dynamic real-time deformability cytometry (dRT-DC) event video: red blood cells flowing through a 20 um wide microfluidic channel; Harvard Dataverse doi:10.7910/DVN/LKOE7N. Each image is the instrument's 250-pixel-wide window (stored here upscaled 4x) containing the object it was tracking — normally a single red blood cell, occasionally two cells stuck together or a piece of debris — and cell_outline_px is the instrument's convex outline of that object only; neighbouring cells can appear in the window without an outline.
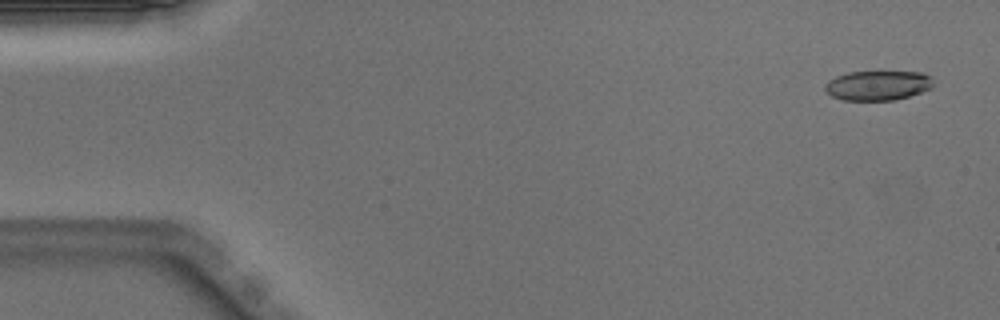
{"species": "Egyptian fruit bat (a non-hibernating species)", "species_latin": "Rousettus aegyptiacus", "temperature_condition": "warm", "stored_images_in_passage": 51, "camera_frame_rate_fps": 3000, "um_per_image_px": 0.085, "animal": {"sex": "male"}, "frame": {"image": 1, "passage_image": 3, "time_ms": 0.667, "image_size_px": [1000, 320], "cell_outline_px": [[932, 88], [896, 100], [844, 100], [832, 96], [824, 88], [824, 84], [828, 80], [836, 76], [848, 72], [920, 72], [932, 76]], "centroid_in_image_um": [74.6, 7.26], "position_along_channel_um": 10.4, "area_um2": 18.67}}
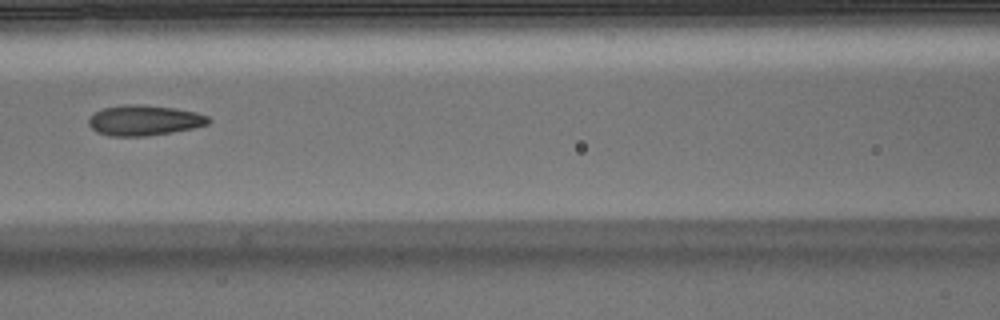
{"frame": {"image": 2, "passage_image": 23, "time_ms": 7.333, "image_size_px": [1000, 320], "cell_outline_px": [[212, 120], [208, 124], [192, 128], [172, 132], [148, 136], [108, 136], [96, 132], [88, 124], [88, 120], [96, 112], [104, 108], [124, 104], [140, 104], [172, 108], [196, 112], [208, 116]], "centroid_in_image_um": [12.26, 10.23], "position_along_channel_um": 154.3, "area_um2": 21.15}}
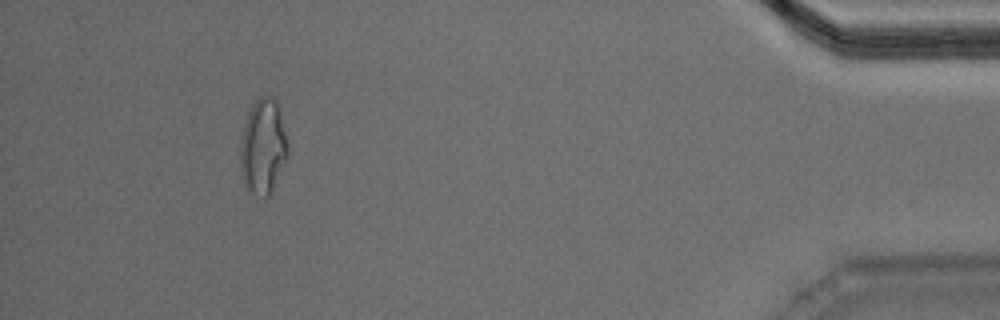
{"frame": {"image": 3, "passage_image": 47, "time_ms": 15.333, "image_size_px": [1000, 320], "cell_outline_px": [[288, 156], [268, 196], [264, 200], [248, 192], [244, 184], [240, 172], [240, 140], [244, 124], [248, 112], [252, 104], [260, 96], [268, 96], [276, 100], [288, 140]], "centroid_in_image_um": [22.33, 12.5], "position_along_channel_um": 412.9, "area_um2": 26.65}, "authors_computed_cell_mechanics": {"area_um2": 20.9814, "velocity_mm_per_s": 4.014, "shape_relaxation_time_tau1_ms": null, "shape_relaxation_time_tau2_ms": 2.2099, "deformation_change_tau1": null, "deformation_change_tau2": 0.0973}}